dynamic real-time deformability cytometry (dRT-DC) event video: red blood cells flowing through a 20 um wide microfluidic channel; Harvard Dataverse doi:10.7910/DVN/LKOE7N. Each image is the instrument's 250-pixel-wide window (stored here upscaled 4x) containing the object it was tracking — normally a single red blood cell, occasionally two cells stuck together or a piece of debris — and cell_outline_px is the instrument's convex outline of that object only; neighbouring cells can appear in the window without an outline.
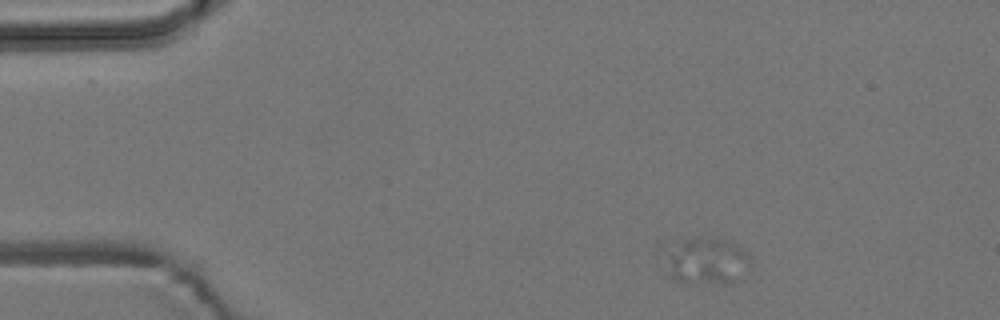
{"species": "common noctule bat (a hibernating species)", "species_latin": "Nyctalus noctula", "temperature_condition": "room temperature", "stored_images_in_passage": 7, "camera_frame_rate_fps": 3000, "um_per_image_px": 0.085, "animal": {"sex": "male", "body_mass_g": 19.2, "forearm_length_mm": 51.8}, "frame": {"image": 1, "passage_image": 1, "time_ms": 0.0, "image_size_px": [1000, 320], "cell_outline_px": [[752, 264], [732, 284], [684, 284], [672, 280], [668, 276], [660, 244], [664, 240], [708, 236], [724, 240], [736, 244], [748, 256]], "centroid_in_image_um": [59.84, 22.15], "position_along_channel_um": 25.2, "area_um2": 25.26}}
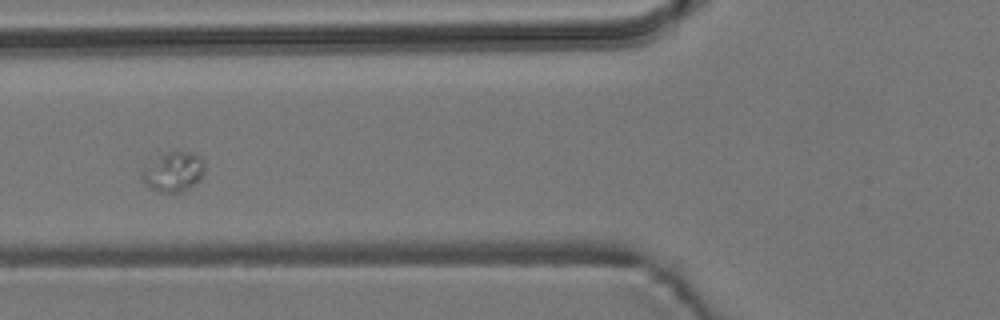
{"frame": {"image": 2, "passage_image": 5, "time_ms": 4.667, "image_size_px": [1000, 320], "cell_outline_px": [[204, 176], [200, 180], [188, 188], [180, 192], [160, 192], [152, 188], [140, 176], [140, 172], [144, 164], [164, 152], [192, 152], [200, 156], [204, 160]], "centroid_in_image_um": [14.74, 14.57], "position_along_channel_um": 111.1, "area_um2": 14.68}}
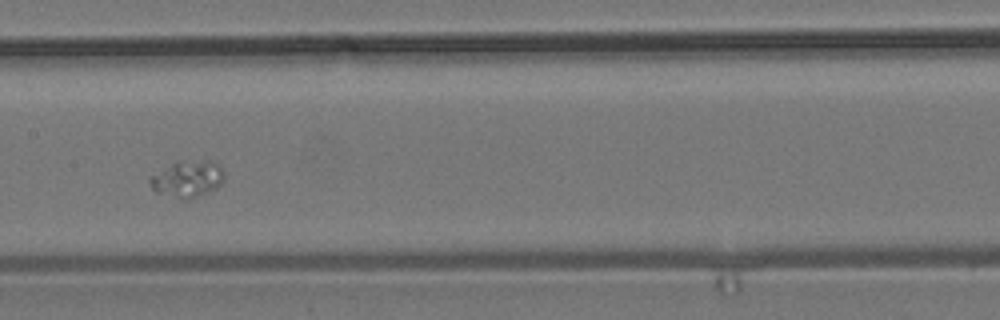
{"frame": {"image": 3, "passage_image": 7, "time_ms": 7.0, "image_size_px": [1000, 320], "cell_outline_px": [[224, 180], [216, 188], [208, 192], [188, 200], [184, 200], [156, 192], [152, 188], [148, 180], [148, 176], [176, 160], [208, 160], [220, 164], [224, 172]], "centroid_in_image_um": [15.91, 15.18], "position_along_channel_um": 191.5, "area_um2": 16.3}}